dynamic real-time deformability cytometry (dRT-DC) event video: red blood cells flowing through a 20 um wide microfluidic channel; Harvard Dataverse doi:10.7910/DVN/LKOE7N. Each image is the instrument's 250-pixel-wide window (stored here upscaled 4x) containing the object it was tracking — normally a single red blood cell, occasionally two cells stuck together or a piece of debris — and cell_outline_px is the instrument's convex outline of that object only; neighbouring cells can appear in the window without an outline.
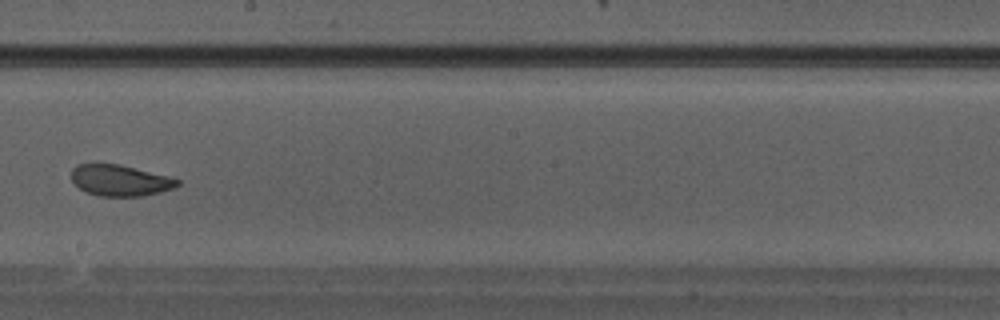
{"species": "Egyptian fruit bat (a non-hibernating species)", "species_latin": "Rousettus aegyptiacus", "temperature_condition": "warm", "stored_images_in_passage": 35, "camera_frame_rate_fps": 3000, "um_per_image_px": 0.085, "animal": {"sex": "male"}, "frame": {"image": 1, "passage_image": 20, "time_ms": 6.333, "image_size_px": [1000, 320], "cell_outline_px": [[180, 184], [176, 188], [160, 192], [140, 196], [100, 196], [88, 192], [80, 188], [72, 180], [72, 168], [76, 164], [120, 164], [168, 176], [180, 180]], "centroid_in_image_um": [10.24, 15.33], "position_along_channel_um": 238.0, "area_um2": 19.13}}